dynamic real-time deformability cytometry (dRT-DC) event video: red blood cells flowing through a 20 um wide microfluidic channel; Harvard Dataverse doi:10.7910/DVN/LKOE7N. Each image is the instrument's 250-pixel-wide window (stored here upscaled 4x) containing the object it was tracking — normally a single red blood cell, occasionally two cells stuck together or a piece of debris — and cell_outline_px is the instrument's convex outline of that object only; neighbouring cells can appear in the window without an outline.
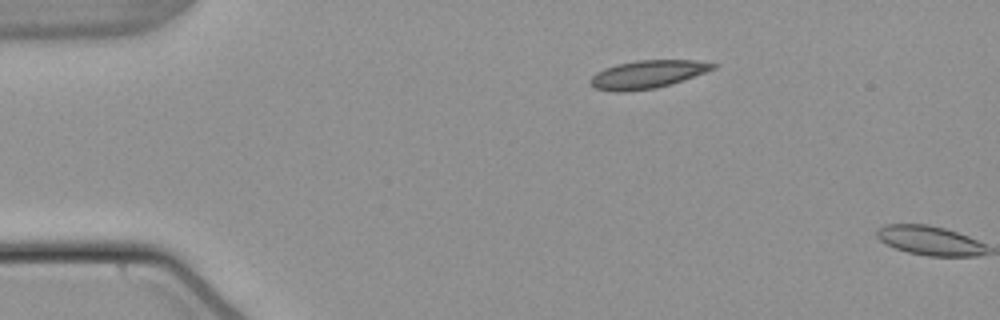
{"species": "common noctule bat (a hibernating species)", "species_latin": "Nyctalus noctula", "temperature_condition": "warm", "stored_images_in_passage": 2, "camera_frame_rate_fps": 3000, "um_per_image_px": 0.085, "animal": {"sex": "male", "body_mass_g": 21.5, "forearm_length_mm": 52.0}, "frame": {"image": 1, "passage_image": 1, "time_ms": 0.0, "image_size_px": [1000, 320], "cell_outline_px": [[720, 64], [716, 68], [672, 84], [656, 88], [628, 92], [612, 92], [592, 88], [588, 84], [588, 80], [596, 72], [604, 68], [616, 64], [636, 60], [696, 60]], "centroid_in_image_um": [54.98, 6.33], "position_along_channel_um": 30.0, "area_um2": 20.46}}